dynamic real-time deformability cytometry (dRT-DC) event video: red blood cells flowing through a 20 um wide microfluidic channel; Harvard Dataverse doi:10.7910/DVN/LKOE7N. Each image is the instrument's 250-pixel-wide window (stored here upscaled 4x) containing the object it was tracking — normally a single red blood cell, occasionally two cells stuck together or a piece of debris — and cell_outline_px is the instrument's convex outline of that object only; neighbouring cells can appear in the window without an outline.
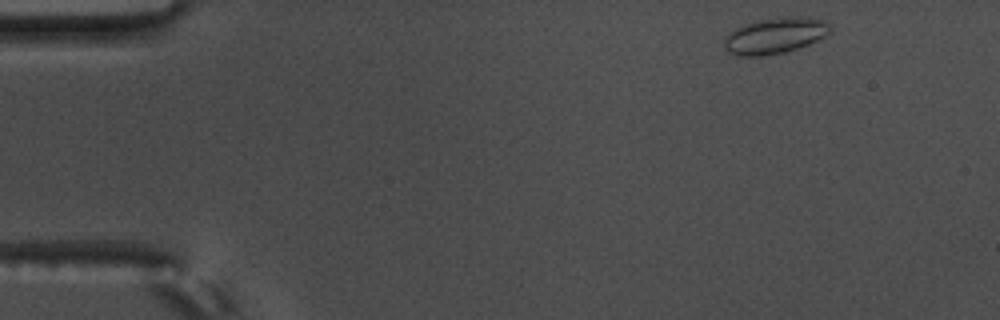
{"species": "common noctule bat (a hibernating species)", "species_latin": "Nyctalus noctula", "temperature_condition": "warm", "stored_images_in_passage": 53, "camera_frame_rate_fps": 3000, "um_per_image_px": 0.085, "animal": {"sex": "male", "body_mass_g": 17.5, "forearm_length_mm": 52.3}, "frame": {"image": 1, "passage_image": 2, "time_ms": 0.333, "image_size_px": [1000, 320], "cell_outline_px": [[832, 28], [824, 36], [808, 44], [784, 52], [760, 56], [740, 56], [728, 52], [724, 48], [724, 40], [728, 32], [744, 24], [760, 20], [788, 16], [792, 16], [824, 20], [832, 24]], "centroid_in_image_um": [65.85, 3.03], "position_along_channel_um": 19.2, "area_um2": 22.02}}
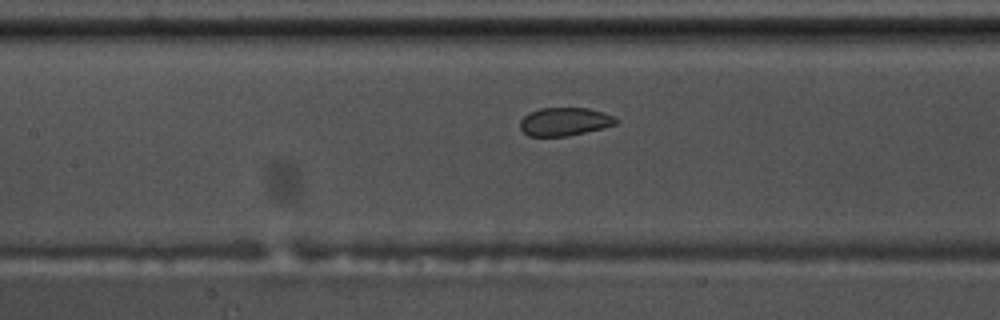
{"frame": {"image": 2, "passage_image": 22, "time_ms": 7.0, "image_size_px": [1000, 320], "cell_outline_px": [[620, 120], [616, 124], [604, 128], [568, 136], [528, 136], [520, 128], [520, 120], [528, 112], [540, 108], [588, 108], [604, 112]], "centroid_in_image_um": [48.0, 10.34], "position_along_channel_um": 159.4, "area_um2": 15.9}}
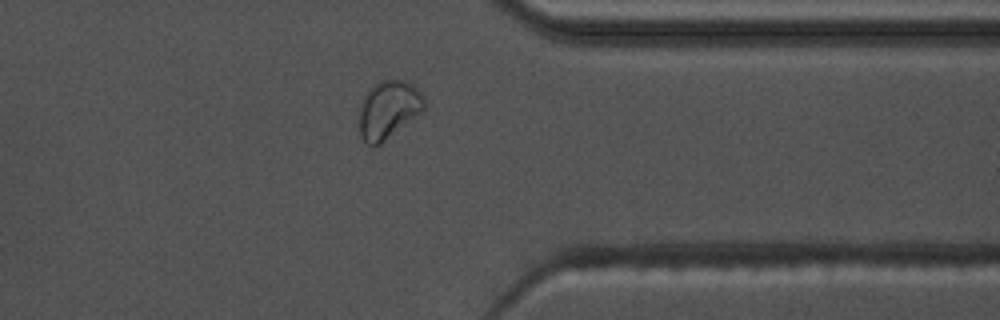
{"frame": {"image": 3, "passage_image": 41, "time_ms": 13.333, "image_size_px": [1000, 320], "cell_outline_px": [[424, 108], [420, 112], [380, 144], [368, 144], [360, 136], [360, 104], [364, 96], [380, 80], [404, 80], [412, 84], [420, 92], [424, 100]], "centroid_in_image_um": [33.0, 9.3], "position_along_channel_um": 378.4, "area_um2": 21.21}}